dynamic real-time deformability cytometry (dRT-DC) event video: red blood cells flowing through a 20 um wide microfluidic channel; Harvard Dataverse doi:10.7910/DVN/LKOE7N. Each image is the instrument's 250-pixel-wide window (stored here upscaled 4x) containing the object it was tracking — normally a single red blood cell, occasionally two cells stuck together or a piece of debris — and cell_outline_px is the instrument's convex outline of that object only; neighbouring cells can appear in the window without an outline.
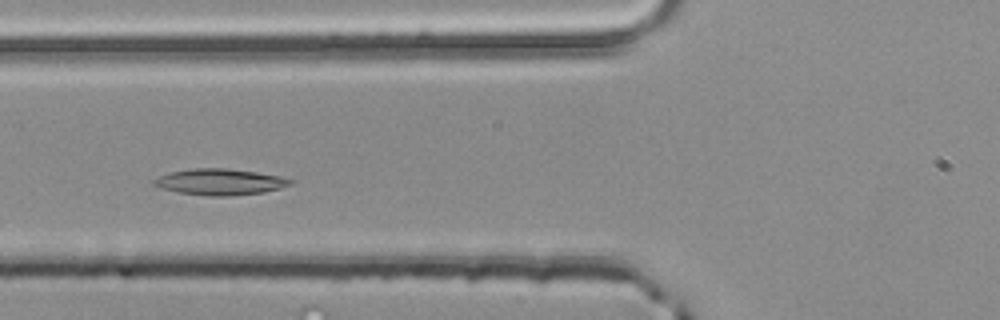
{"species": "common noctule bat (a hibernating species)", "species_latin": "Nyctalus noctula", "temperature_condition": "room temperature", "stored_images_in_passage": 45, "camera_frame_rate_fps": 3000, "um_per_image_px": 0.085, "animal": {"sex": "male", "body_mass_g": 20.4}, "frame": {"image": 1, "passage_image": 13, "time_ms": 4.0, "image_size_px": [1000, 320], "cell_outline_px": [[296, 180], [292, 184], [280, 188], [260, 192], [228, 196], [208, 196], [180, 192], [160, 188], [152, 184], [152, 180], [168, 172], [192, 168], [224, 168], [256, 172], [280, 176]], "centroid_in_image_um": [18.68, 15.45], "position_along_channel_um": 107.1, "area_um2": 20.75}}
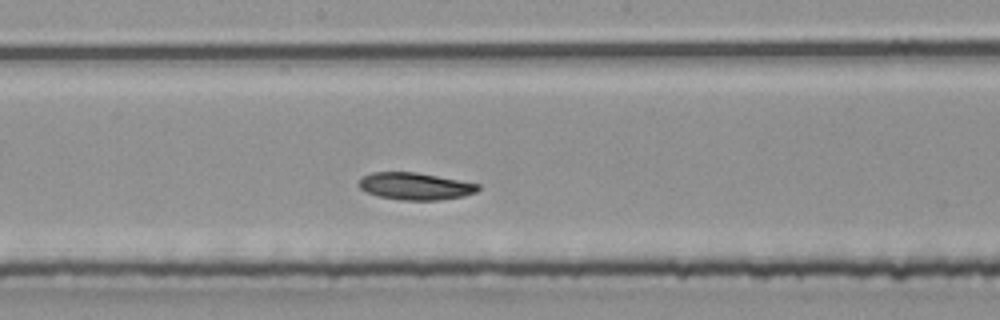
{"frame": {"image": 2, "passage_image": 21, "time_ms": 6.667, "image_size_px": [1000, 320], "cell_outline_px": [[480, 188], [476, 192], [464, 196], [436, 200], [400, 200], [380, 196], [364, 192], [356, 184], [364, 176], [372, 172], [416, 172], [480, 184]], "centroid_in_image_um": [35.27, 15.83], "position_along_channel_um": 212.9, "area_um2": 18.84}}
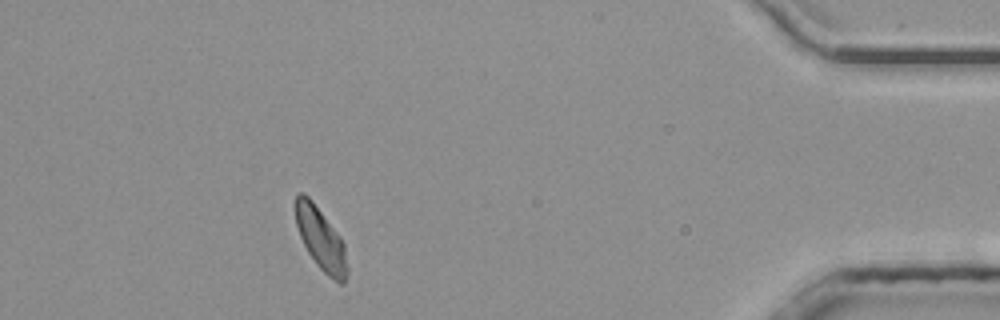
{"frame": {"image": 3, "passage_image": 40, "time_ms": 13.0, "image_size_px": [1000, 320], "cell_outline_px": [[348, 272], [344, 284], [340, 284], [328, 276], [316, 264], [308, 252], [300, 236], [296, 224], [296, 192], [304, 192], [312, 200], [340, 236], [344, 244], [348, 268]], "centroid_in_image_um": [27.28, 20.33], "position_along_channel_um": 407.9, "area_um2": 18.73}}